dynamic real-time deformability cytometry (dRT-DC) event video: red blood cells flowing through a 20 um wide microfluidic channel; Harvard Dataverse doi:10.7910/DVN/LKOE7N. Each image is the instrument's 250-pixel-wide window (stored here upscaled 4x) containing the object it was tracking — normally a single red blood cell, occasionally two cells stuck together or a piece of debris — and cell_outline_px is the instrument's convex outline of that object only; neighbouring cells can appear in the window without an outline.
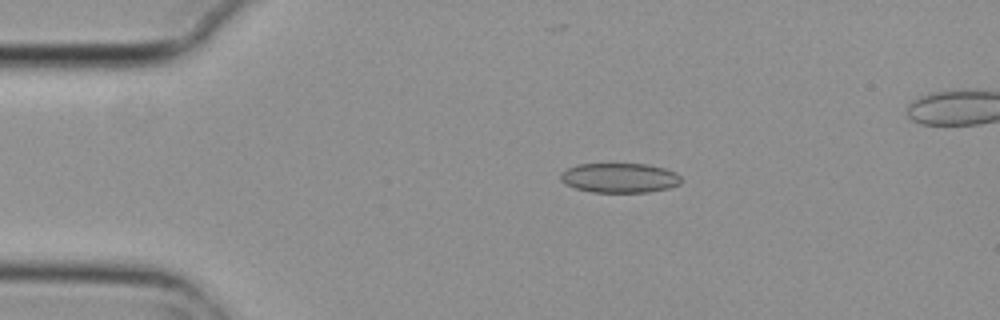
{"species": "common noctule bat (a hibernating species)", "species_latin": "Nyctalus noctula", "temperature_condition": "cold", "stored_images_in_passage": 6, "camera_frame_rate_fps": 3000, "um_per_image_px": 0.085, "animal": {"sex": "female", "body_mass_g": 29.2, "forearm_length_mm": 56.3}, "frame": {"image": 1, "passage_image": 4, "time_ms": 1.0, "image_size_px": [1000, 320], "cell_outline_px": [[680, 184], [668, 188], [648, 192], [592, 192], [576, 188], [564, 184], [560, 180], [560, 172], [568, 168], [580, 164], [648, 164], [664, 168], [676, 172], [680, 176]], "centroid_in_image_um": [52.65, 15.12], "position_along_channel_um": 32.4, "area_um2": 20.87}}